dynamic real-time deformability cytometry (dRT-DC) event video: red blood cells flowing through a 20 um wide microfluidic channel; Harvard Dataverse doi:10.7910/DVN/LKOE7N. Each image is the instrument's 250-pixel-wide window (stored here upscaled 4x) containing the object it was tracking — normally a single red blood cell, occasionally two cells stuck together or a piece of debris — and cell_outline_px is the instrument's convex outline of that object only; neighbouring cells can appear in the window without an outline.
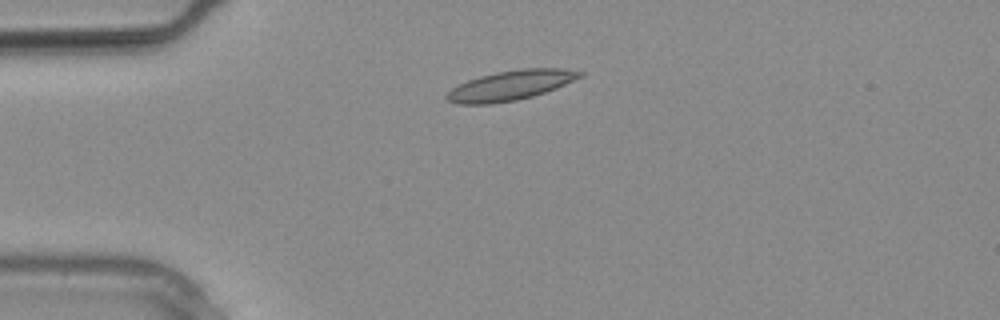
{"species": "common noctule bat (a hibernating species)", "species_latin": "Nyctalus noctula", "temperature_condition": "warm", "stored_images_in_passage": 26, "camera_frame_rate_fps": 3000, "um_per_image_px": 0.085, "animal": {"sex": "male", "body_mass_g": 20.4}, "frame": {"image": 1, "passage_image": 5, "time_ms": 1.333, "image_size_px": [1000, 320], "cell_outline_px": [[584, 76], [556, 88], [532, 96], [516, 100], [492, 104], [456, 104], [448, 100], [444, 96], [452, 88], [468, 80], [480, 76], [496, 72], [524, 68], [560, 68], [584, 72]], "centroid_in_image_um": [43.4, 7.26], "position_along_channel_um": 41.6, "area_um2": 23.0}}
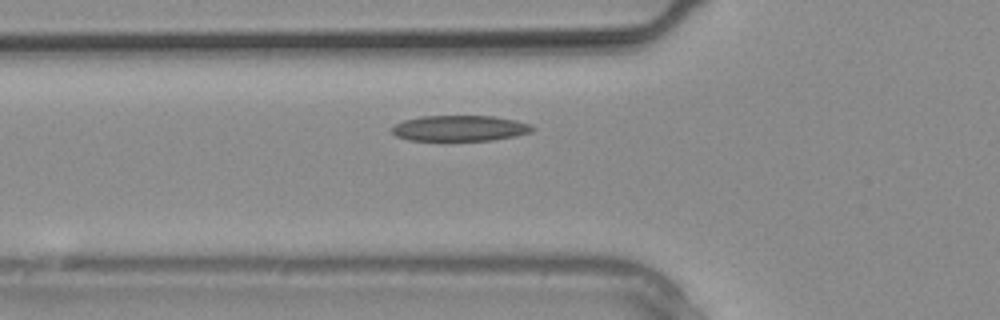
{"frame": {"image": 2, "passage_image": 8, "time_ms": 2.333, "image_size_px": [1000, 320], "cell_outline_px": [[536, 128], [532, 132], [516, 136], [492, 140], [408, 140], [396, 136], [392, 132], [392, 128], [396, 124], [404, 120], [420, 116], [492, 116], [516, 120], [532, 124]], "centroid_in_image_um": [39.13, 10.9], "position_along_channel_um": 86.7, "area_um2": 21.1}}